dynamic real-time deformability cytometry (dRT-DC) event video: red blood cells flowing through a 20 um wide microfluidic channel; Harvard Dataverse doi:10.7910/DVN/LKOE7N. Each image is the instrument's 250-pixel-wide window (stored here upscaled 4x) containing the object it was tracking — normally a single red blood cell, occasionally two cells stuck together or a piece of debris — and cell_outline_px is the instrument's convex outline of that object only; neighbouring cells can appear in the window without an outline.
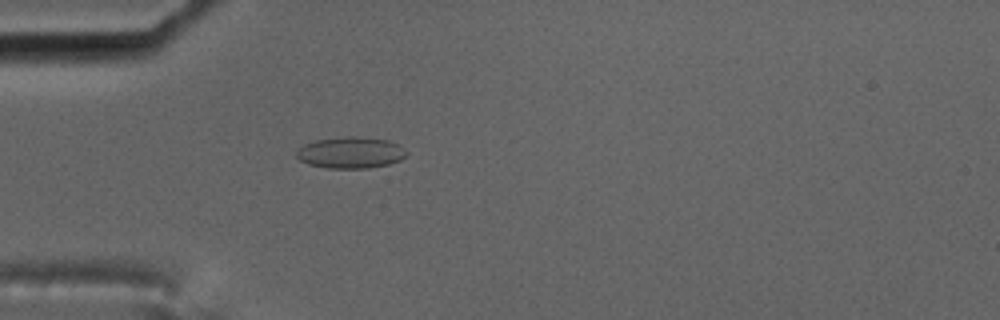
{"species": "common noctule bat (a hibernating species)", "species_latin": "Nyctalus noctula", "temperature_condition": "cold", "stored_images_in_passage": 59, "camera_frame_rate_fps": 3000, "um_per_image_px": 0.085, "animal": {"sex": "male", "body_mass_g": 17.5, "forearm_length_mm": 52.3}, "frame": {"image": 1, "passage_image": 18, "time_ms": 5.667, "image_size_px": [1000, 320], "cell_outline_px": [[408, 152], [400, 160], [388, 164], [368, 168], [328, 168], [308, 164], [300, 160], [296, 156], [296, 152], [304, 144], [316, 140], [348, 136], [356, 136], [388, 140], [396, 144]], "centroid_in_image_um": [29.78, 12.97], "position_along_channel_um": 55.2, "area_um2": 19.94}, "authors_computed_cell_mechanics": {"area_um2": 21.1548, "velocity_mm_per_s": 3.5019, "shape_relaxation_time_tau1_ms": null, "shape_relaxation_time_tau2_ms": 1.5266, "deformation_change_tau1": null, "deformation_change_tau2": 0.0761}}